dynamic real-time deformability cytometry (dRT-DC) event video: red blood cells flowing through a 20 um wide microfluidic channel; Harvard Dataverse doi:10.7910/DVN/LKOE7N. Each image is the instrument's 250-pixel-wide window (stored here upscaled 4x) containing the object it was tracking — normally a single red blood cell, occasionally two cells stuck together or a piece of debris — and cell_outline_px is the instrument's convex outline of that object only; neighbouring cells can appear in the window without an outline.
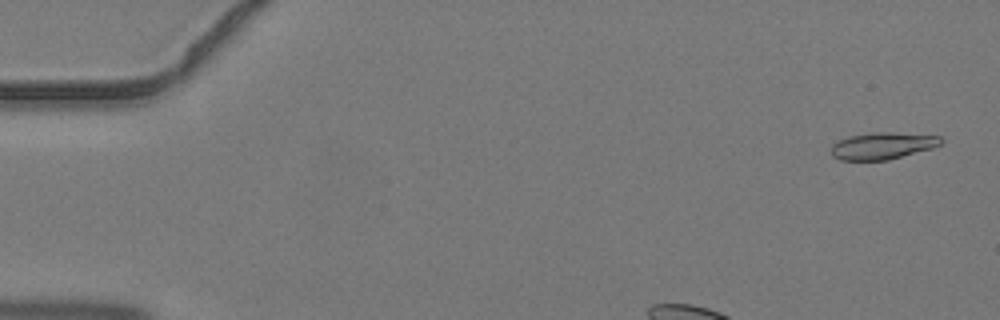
{"species": "common noctule bat (a hibernating species)", "species_latin": "Nyctalus noctula", "temperature_condition": "warm", "stored_images_in_passage": 4, "camera_frame_rate_fps": 3000, "um_per_image_px": 0.085, "animal": {"sex": "male", "body_mass_g": 19.2, "forearm_length_mm": 51.8}, "frame": {"image": 1, "passage_image": 1, "time_ms": 0.0, "image_size_px": [1000, 320], "cell_outline_px": [[944, 140], [940, 144], [932, 148], [888, 160], [840, 160], [832, 156], [832, 144], [848, 136], [872, 132], [892, 132], [940, 136]], "centroid_in_image_um": [75.01, 12.39], "position_along_channel_um": 10.0, "area_um2": 17.17}}
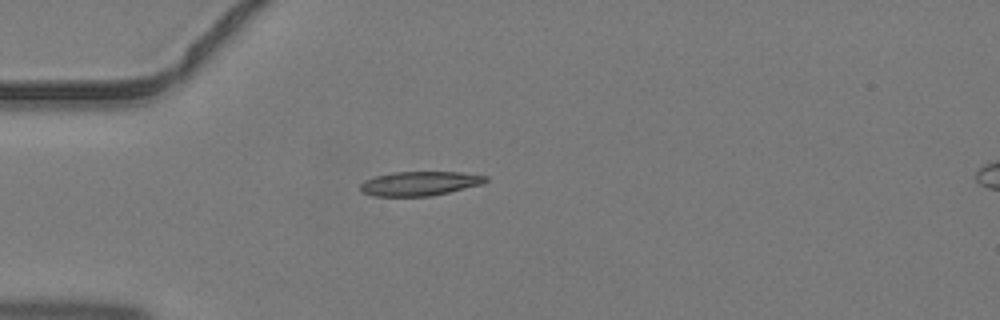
{"frame": {"image": 2, "passage_image": 4, "time_ms": 1.0, "image_size_px": [1000, 320], "cell_outline_px": [[488, 180], [484, 184], [432, 196], [376, 196], [360, 192], [360, 184], [364, 180], [376, 176], [392, 172], [460, 172], [488, 176]], "centroid_in_image_um": [35.69, 15.6], "position_along_channel_um": 49.3, "area_um2": 17.86}}